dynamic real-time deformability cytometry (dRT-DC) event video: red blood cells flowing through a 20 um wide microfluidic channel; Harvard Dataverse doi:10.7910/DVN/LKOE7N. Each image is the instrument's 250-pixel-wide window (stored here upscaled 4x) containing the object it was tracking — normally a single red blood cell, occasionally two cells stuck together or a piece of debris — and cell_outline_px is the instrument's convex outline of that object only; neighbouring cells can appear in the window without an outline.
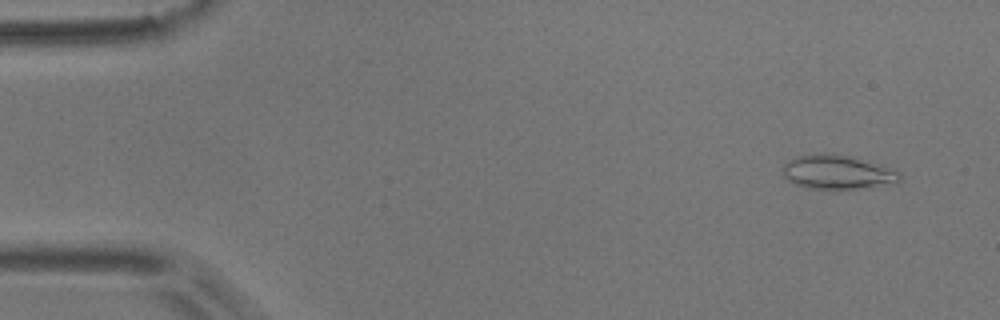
{"species": "common noctule bat (a hibernating species)", "species_latin": "Nyctalus noctula", "temperature_condition": "room temperature", "stored_images_in_passage": 54, "camera_frame_rate_fps": 3000, "um_per_image_px": 0.085, "animal": {"sex": "male", "body_mass_g": 17.9}, "frame": {"image": 1, "passage_image": 4, "time_ms": 1.0, "image_size_px": [1000, 320], "cell_outline_px": [[900, 180], [864, 188], [832, 192], [804, 188], [792, 184], [784, 176], [784, 164], [788, 160], [796, 156], [824, 152], [848, 156], [900, 172]], "centroid_in_image_um": [71.05, 14.68], "position_along_channel_um": 13.9, "area_um2": 23.47}}
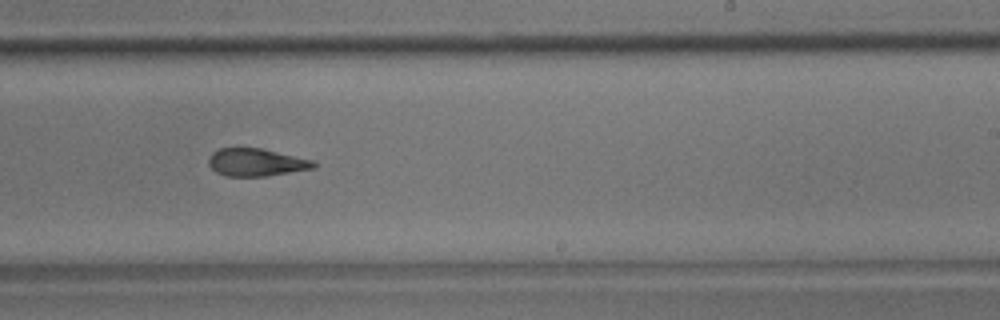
{"frame": {"image": 2, "passage_image": 33, "time_ms": 10.667, "image_size_px": [1000, 320], "cell_outline_px": [[316, 168], [268, 176], [224, 176], [216, 172], [208, 164], [208, 156], [212, 152], [220, 148], [236, 144], [260, 148], [312, 160], [316, 164]], "centroid_in_image_um": [21.7, 13.76], "position_along_channel_um": 267.3, "area_um2": 17.51}}
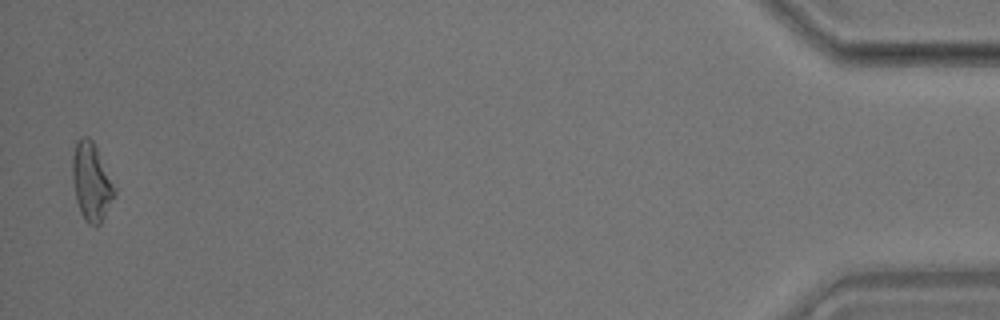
{"frame": {"image": 3, "passage_image": 53, "time_ms": 17.333, "image_size_px": [1000, 320], "cell_outline_px": [[116, 192], [100, 224], [96, 228], [88, 224], [84, 220], [80, 212], [76, 200], [72, 180], [72, 156], [76, 140], [80, 136], [88, 136], [92, 140], [116, 188]], "centroid_in_image_um": [7.74, 15.47], "position_along_channel_um": 427.5, "area_um2": 19.19}, "authors_computed_cell_mechanics": {"area_um2": 18.1492, "velocity_mm_per_s": 3.7346, "shape_relaxation_time_tau1_ms": 9.5173, "shape_relaxation_time_tau2_ms": 3.3049, "deformation_change_tau1": 0.2147, "deformation_change_tau2": 0.123}}